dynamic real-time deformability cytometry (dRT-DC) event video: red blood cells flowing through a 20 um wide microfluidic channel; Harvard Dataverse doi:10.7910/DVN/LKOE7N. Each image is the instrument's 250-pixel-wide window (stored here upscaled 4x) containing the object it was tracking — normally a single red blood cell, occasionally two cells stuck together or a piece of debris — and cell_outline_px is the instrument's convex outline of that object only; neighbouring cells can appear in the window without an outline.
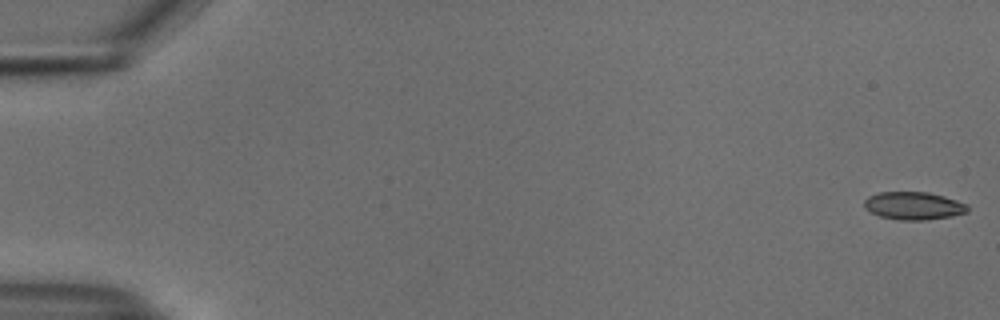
{"species": "common noctule bat (a hibernating species)", "species_latin": "Nyctalus noctula", "temperature_condition": "cold", "stored_images_in_passage": 8, "camera_frame_rate_fps": 3000, "um_per_image_px": 0.085, "animal": {"sex": "male", "body_mass_g": 18.8}, "frame": {"image": 1, "passage_image": 1, "time_ms": 0.0, "image_size_px": [1000, 320], "cell_outline_px": [[968, 212], [952, 216], [928, 220], [900, 220], [880, 216], [864, 208], [864, 200], [868, 196], [880, 192], [928, 192], [944, 196], [968, 204]], "centroid_in_image_um": [77.67, 17.49], "position_along_channel_um": 7.3, "area_um2": 16.82}}